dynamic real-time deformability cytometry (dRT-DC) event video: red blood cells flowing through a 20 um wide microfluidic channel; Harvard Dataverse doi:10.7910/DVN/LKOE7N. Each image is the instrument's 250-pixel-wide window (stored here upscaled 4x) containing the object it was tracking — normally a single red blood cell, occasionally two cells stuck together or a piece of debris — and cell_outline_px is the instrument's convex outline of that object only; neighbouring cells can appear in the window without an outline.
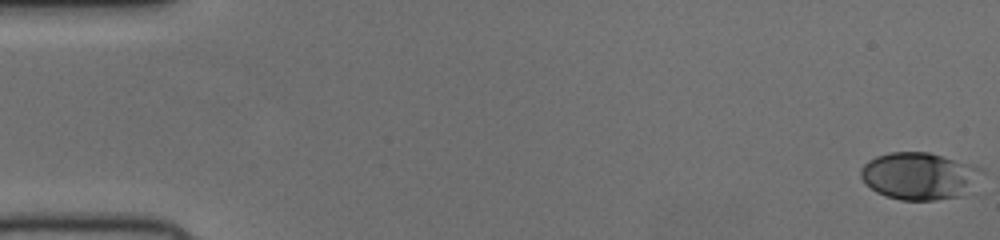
{"species": "human", "species_latin": "Homo sapiens", "temperature_condition": "cold", "stored_images_in_passage": 50, "camera_frame_rate_fps": 3000, "um_per_image_px": 0.085, "donor": {"sex": "female"}, "frame": {"image": 1, "passage_image": 1, "time_ms": 0.0, "image_size_px": [1000, 240], "cell_outline_px": [[984, 172], [960, 196], [936, 200], [900, 200], [884, 196], [876, 192], [860, 176], [860, 168], [868, 160], [876, 156], [888, 152], [928, 152], [976, 164], [984, 168]], "centroid_in_image_um": [78.13, 14.93], "position_along_channel_um": 6.9, "area_um2": 33.35}}
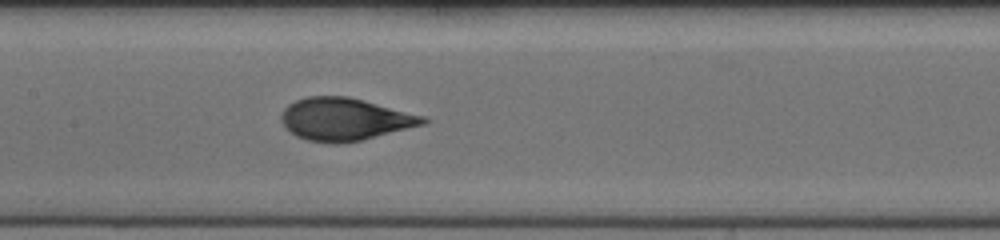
{"frame": {"image": 2, "passage_image": 26, "time_ms": 8.333, "image_size_px": [1000, 240], "cell_outline_px": [[428, 120], [424, 124], [344, 144], [328, 144], [308, 140], [296, 136], [280, 120], [280, 116], [284, 108], [288, 104], [296, 100], [308, 96], [348, 96], [424, 116]], "centroid_in_image_um": [29.26, 10.13], "position_along_channel_um": 178.1, "area_um2": 34.85}}
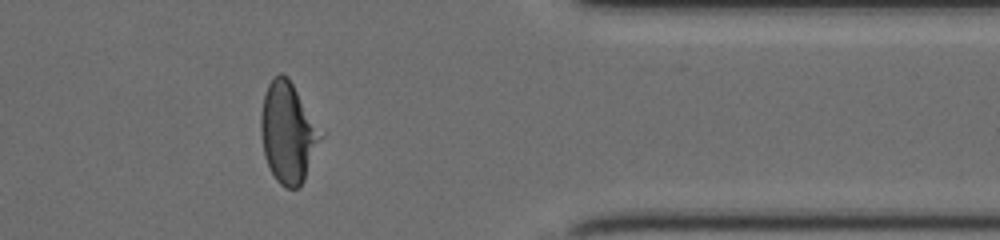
{"frame": {"image": 3, "passage_image": 43, "time_ms": 14.0, "image_size_px": [1000, 240], "cell_outline_px": [[324, 136], [304, 180], [300, 188], [284, 188], [276, 180], [264, 156], [260, 132], [260, 116], [264, 96], [268, 84], [280, 72], [288, 76], [324, 132]], "centroid_in_image_um": [24.51, 11.28], "position_along_channel_um": 386.9, "area_um2": 35.49}}